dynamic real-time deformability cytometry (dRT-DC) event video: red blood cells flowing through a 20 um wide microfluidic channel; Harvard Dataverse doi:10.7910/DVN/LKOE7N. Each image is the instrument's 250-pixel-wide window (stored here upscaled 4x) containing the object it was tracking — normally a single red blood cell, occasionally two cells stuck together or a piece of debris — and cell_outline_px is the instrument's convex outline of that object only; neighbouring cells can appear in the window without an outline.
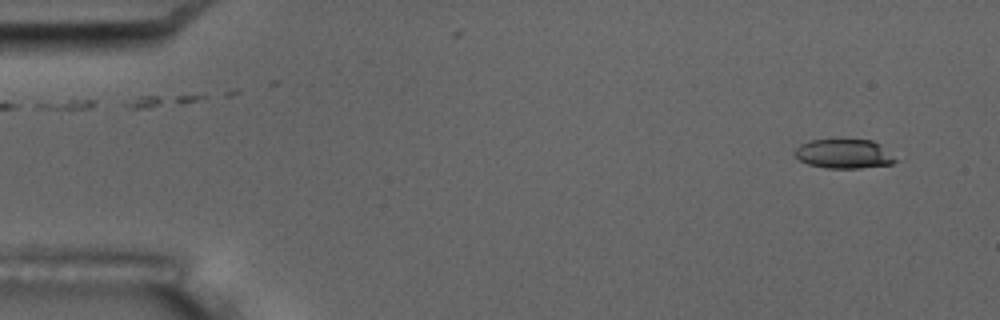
{"species": "common noctule bat (a hibernating species)", "species_latin": "Nyctalus noctula", "temperature_condition": "room temperature", "stored_images_in_passage": 7, "camera_frame_rate_fps": 3000, "um_per_image_px": 0.085, "animal": {"sex": "male", "body_mass_g": 17.5, "forearm_length_mm": 52.3}, "frame": {"image": 1, "passage_image": 2, "time_ms": 1.0, "image_size_px": [1000, 320], "cell_outline_px": [[896, 160], [892, 164], [860, 168], [828, 168], [808, 164], [800, 160], [792, 152], [800, 144], [812, 140], [872, 140], [880, 144]], "centroid_in_image_um": [71.7, 13.08], "position_along_channel_um": 13.3, "area_um2": 16.94}}